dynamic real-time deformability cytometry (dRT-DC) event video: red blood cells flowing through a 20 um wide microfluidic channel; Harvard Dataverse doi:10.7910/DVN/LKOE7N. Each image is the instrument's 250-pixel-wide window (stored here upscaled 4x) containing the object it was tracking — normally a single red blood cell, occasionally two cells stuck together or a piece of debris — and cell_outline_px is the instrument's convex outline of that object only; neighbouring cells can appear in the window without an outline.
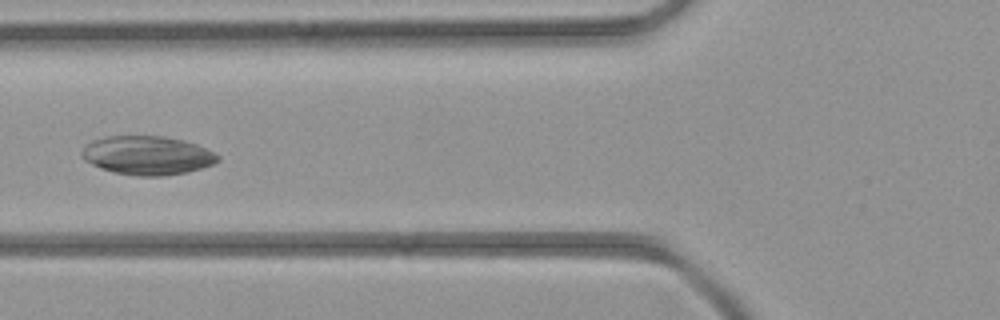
{"species": "common noctule bat (a hibernating species)", "species_latin": "Nyctalus noctula", "temperature_condition": "room temperature", "stored_images_in_passage": 5, "camera_frame_rate_fps": 3000, "um_per_image_px": 0.085, "animal": {"sex": "female", "body_mass_g": 21.9}, "frame": {"image": 1, "passage_image": 5, "time_ms": 5.333, "image_size_px": [1000, 320], "cell_outline_px": [[220, 160], [212, 164], [188, 172], [164, 176], [136, 176], [112, 172], [100, 168], [84, 160], [80, 156], [80, 152], [92, 140], [104, 136], [164, 136], [184, 140], [196, 144], [220, 156]], "centroid_in_image_um": [12.49, 13.21], "position_along_channel_um": 113.3, "area_um2": 30.87}}